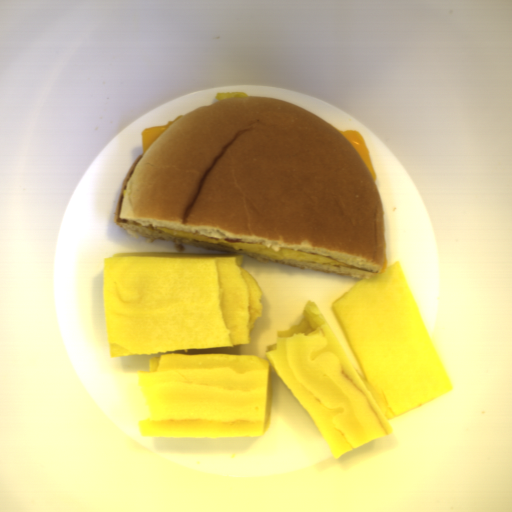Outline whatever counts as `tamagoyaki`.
<instances>
[{
  "mask_svg": "<svg viewBox=\"0 0 512 512\" xmlns=\"http://www.w3.org/2000/svg\"><path fill=\"white\" fill-rule=\"evenodd\" d=\"M243 254L116 253L102 285L111 357L251 345L266 295Z\"/></svg>",
  "mask_w": 512,
  "mask_h": 512,
  "instance_id": "2",
  "label": "tamagoyaki"
},
{
  "mask_svg": "<svg viewBox=\"0 0 512 512\" xmlns=\"http://www.w3.org/2000/svg\"><path fill=\"white\" fill-rule=\"evenodd\" d=\"M332 313L362 373L311 300L256 354L171 353L136 371L152 438L261 437L272 423V368L337 460L394 432L389 420L453 389L398 261L360 279Z\"/></svg>",
  "mask_w": 512,
  "mask_h": 512,
  "instance_id": "1",
  "label": "tamagoyaki"
}]
</instances>
